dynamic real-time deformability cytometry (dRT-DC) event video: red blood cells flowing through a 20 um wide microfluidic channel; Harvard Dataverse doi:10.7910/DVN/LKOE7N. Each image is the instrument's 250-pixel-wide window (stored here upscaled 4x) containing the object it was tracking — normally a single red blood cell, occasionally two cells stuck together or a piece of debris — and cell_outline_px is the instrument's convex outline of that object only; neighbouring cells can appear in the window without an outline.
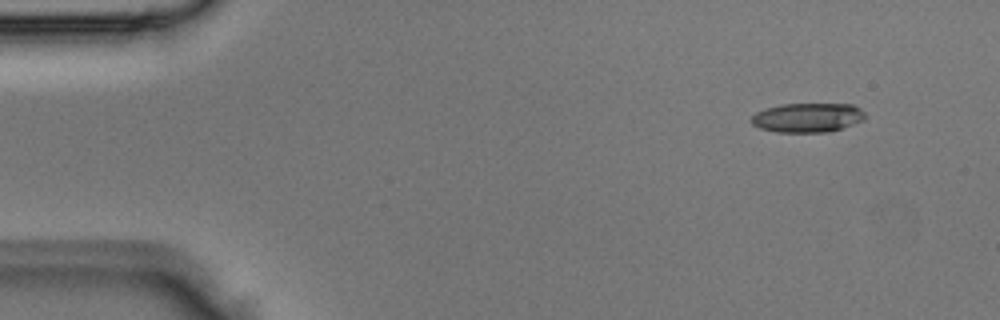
{"species": "Egyptian fruit bat (a non-hibernating species)", "species_latin": "Rousettus aegyptiacus", "temperature_condition": "room temperature", "stored_images_in_passage": 3, "camera_frame_rate_fps": 3000, "um_per_image_px": 0.085, "animal": {"sex": "male"}, "frame": {"image": 1, "passage_image": 1, "time_ms": 0.0, "image_size_px": [1000, 320], "cell_outline_px": [[864, 120], [828, 132], [776, 132], [760, 128], [752, 124], [752, 116], [756, 112], [764, 108], [780, 104], [852, 104], [860, 108], [864, 112]], "centroid_in_image_um": [68.62, 9.99], "position_along_channel_um": 16.4, "area_um2": 19.36}}